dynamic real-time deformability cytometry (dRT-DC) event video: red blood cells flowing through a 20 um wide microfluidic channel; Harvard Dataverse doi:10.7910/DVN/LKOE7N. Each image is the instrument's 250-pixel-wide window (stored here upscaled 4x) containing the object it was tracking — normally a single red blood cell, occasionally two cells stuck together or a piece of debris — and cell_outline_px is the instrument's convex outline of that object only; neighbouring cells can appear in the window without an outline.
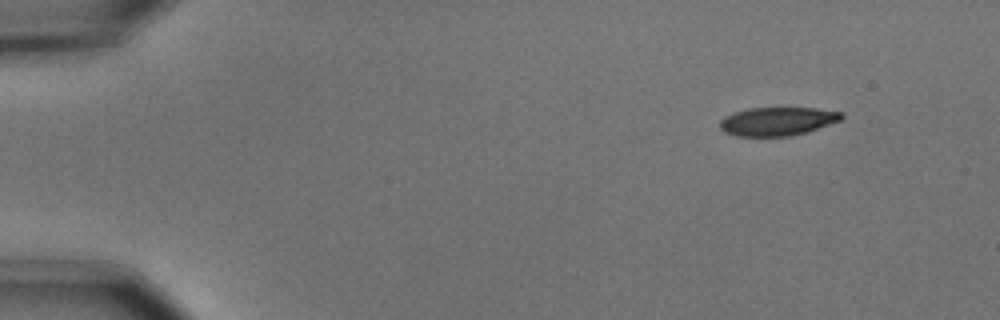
{"species": "common noctule bat (a hibernating species)", "species_latin": "Nyctalus noctula", "temperature_condition": "cold", "stored_images_in_passage": 4, "camera_frame_rate_fps": 3000, "um_per_image_px": 0.085, "animal": {"sex": "male", "body_mass_g": 15.6}, "frame": {"image": 1, "passage_image": 1, "time_ms": 0.0, "image_size_px": [1000, 320], "cell_outline_px": [[844, 116], [840, 120], [804, 132], [788, 136], [736, 136], [724, 132], [720, 128], [720, 120], [724, 116], [748, 108], [816, 108], [840, 112]], "centroid_in_image_um": [66.02, 10.31], "position_along_channel_um": 19.0, "area_um2": 19.88}}
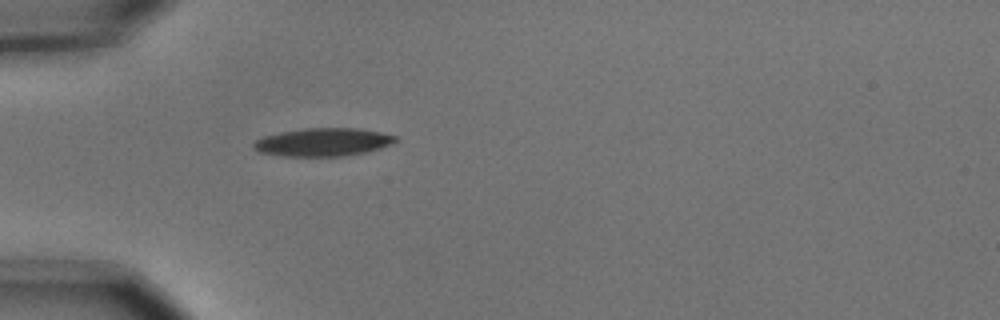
{"frame": {"image": 2, "passage_image": 4, "time_ms": 1.0, "image_size_px": [1000, 320], "cell_outline_px": [[396, 140], [392, 144], [380, 148], [364, 152], [344, 156], [284, 156], [260, 152], [252, 148], [252, 144], [256, 140], [264, 136], [280, 132], [304, 128], [360, 128], [380, 132], [396, 136]], "centroid_in_image_um": [27.44, 12.07], "position_along_channel_um": 57.6, "area_um2": 23.18}}